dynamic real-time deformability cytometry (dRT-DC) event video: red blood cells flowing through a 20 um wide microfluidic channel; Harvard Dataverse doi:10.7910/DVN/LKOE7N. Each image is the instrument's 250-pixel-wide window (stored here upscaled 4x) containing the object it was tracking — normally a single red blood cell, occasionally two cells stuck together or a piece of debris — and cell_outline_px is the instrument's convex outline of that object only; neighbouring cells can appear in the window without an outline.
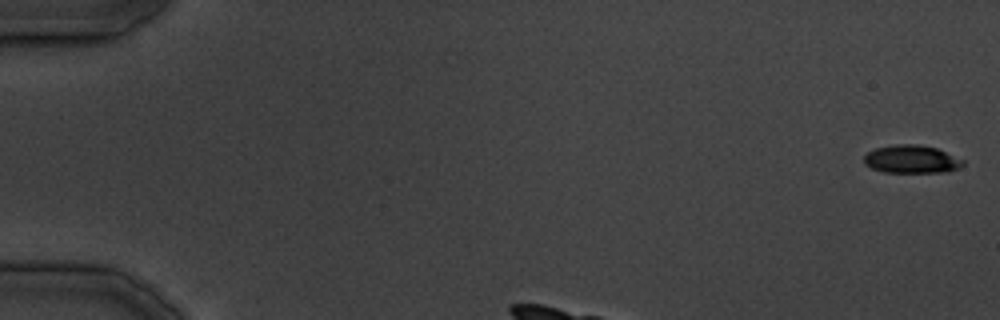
{"species": "common noctule bat (a hibernating species)", "species_latin": "Nyctalus noctula", "temperature_condition": "cold", "stored_images_in_passage": 34, "camera_frame_rate_fps": 3000, "um_per_image_px": 0.085, "animal": {"sex": "male", "body_mass_g": 19.5, "forearm_length_mm": 54.6}, "frame": {"image": 1, "passage_image": 1, "time_ms": 0.0, "image_size_px": [1000, 320], "cell_outline_px": [[964, 164], [960, 168], [948, 172], [884, 172], [872, 168], [864, 164], [864, 156], [868, 152], [876, 148], [896, 144], [920, 144], [936, 148], [964, 160]], "centroid_in_image_um": [77.49, 13.53], "position_along_channel_um": 7.5, "area_um2": 16.18}}